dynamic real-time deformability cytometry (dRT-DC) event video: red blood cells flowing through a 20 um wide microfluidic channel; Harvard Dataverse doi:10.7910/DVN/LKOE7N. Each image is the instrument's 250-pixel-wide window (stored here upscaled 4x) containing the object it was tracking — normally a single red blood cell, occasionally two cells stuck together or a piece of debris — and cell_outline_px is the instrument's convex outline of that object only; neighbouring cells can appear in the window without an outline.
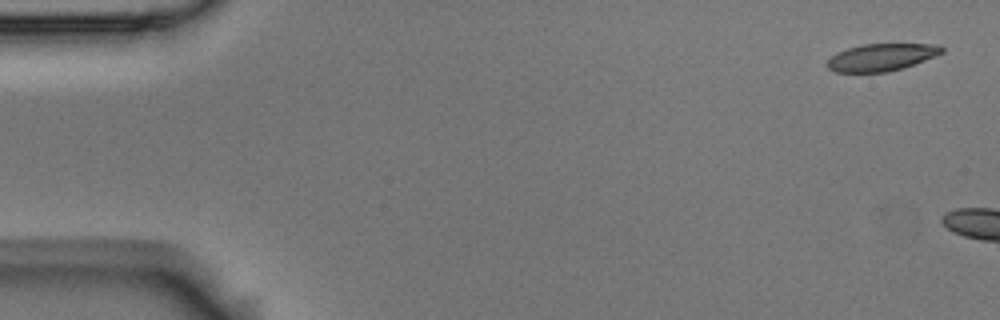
{"species": "Egyptian fruit bat (a non-hibernating species)", "species_latin": "Rousettus aegyptiacus", "temperature_condition": "room temperature", "stored_images_in_passage": 2, "camera_frame_rate_fps": 3000, "um_per_image_px": 0.085, "animal": {"sex": "male"}, "frame": {"image": 1, "passage_image": 1, "time_ms": 0.0, "image_size_px": [1000, 320], "cell_outline_px": [[944, 52], [936, 56], [904, 68], [888, 72], [836, 72], [828, 68], [828, 60], [836, 52], [860, 44], [940, 44], [944, 48]], "centroid_in_image_um": [74.96, 4.86], "position_along_channel_um": 10.0, "area_um2": 18.32}}